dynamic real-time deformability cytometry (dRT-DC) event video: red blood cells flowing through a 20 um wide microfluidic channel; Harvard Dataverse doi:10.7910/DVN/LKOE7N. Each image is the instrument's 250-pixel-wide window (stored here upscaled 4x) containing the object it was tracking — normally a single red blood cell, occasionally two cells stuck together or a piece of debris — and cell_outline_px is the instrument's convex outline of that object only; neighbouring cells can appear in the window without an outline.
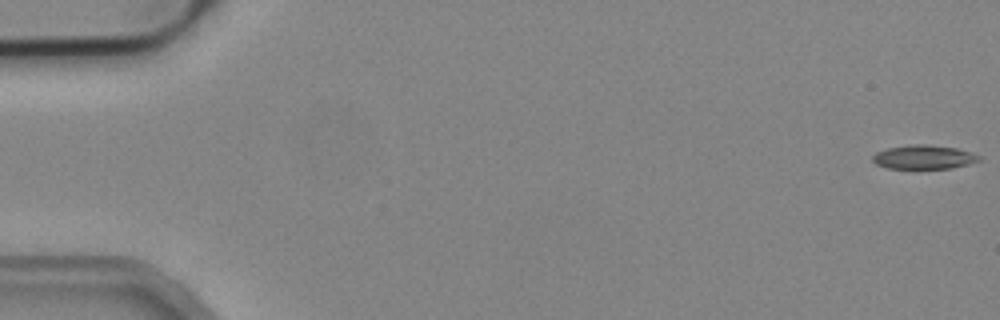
{"species": "common noctule bat (a hibernating species)", "species_latin": "Nyctalus noctula", "temperature_condition": "cold", "stored_images_in_passage": 54, "camera_frame_rate_fps": 3000, "um_per_image_px": 0.085, "animal": {"sex": "male", "body_mass_g": 19.2, "forearm_length_mm": 51.8}, "frame": {"image": 1, "passage_image": 1, "time_ms": 0.0, "image_size_px": [1000, 320], "cell_outline_px": [[980, 160], [968, 164], [952, 168], [888, 168], [876, 164], [872, 160], [872, 156], [876, 152], [888, 148], [912, 144], [924, 144], [956, 148], [972, 152], [980, 156]], "centroid_in_image_um": [78.52, 13.35], "position_along_channel_um": 6.5, "area_um2": 14.74}}
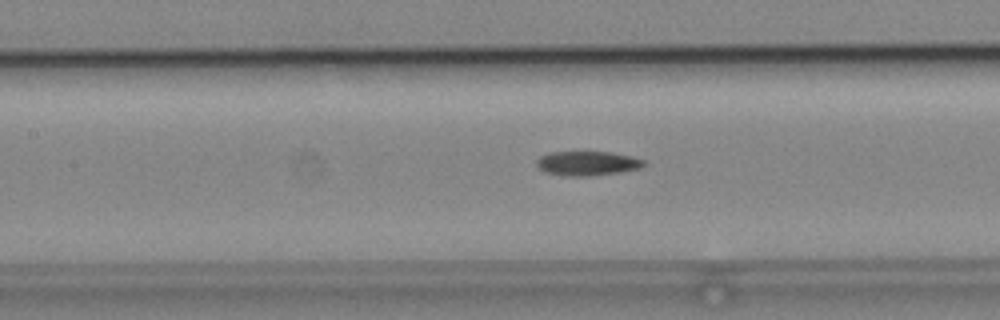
{"frame": {"image": 2, "passage_image": 25, "time_ms": 8.0, "image_size_px": [1000, 320], "cell_outline_px": [[648, 164], [640, 168], [620, 172], [588, 176], [564, 176], [544, 172], [536, 164], [536, 160], [540, 156], [548, 152], [612, 152], [644, 160]], "centroid_in_image_um": [49.9, 13.89], "position_along_channel_um": 157.5, "area_um2": 15.26}}
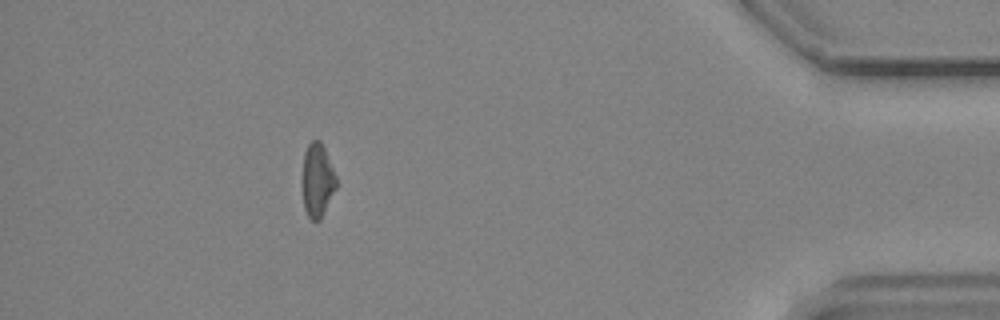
{"frame": {"image": 3, "passage_image": 49, "time_ms": 16.0, "image_size_px": [1000, 320], "cell_outline_px": [[336, 188], [320, 220], [312, 220], [308, 216], [304, 208], [300, 184], [304, 152], [308, 144], [312, 140], [320, 140], [324, 148], [336, 176]], "centroid_in_image_um": [26.93, 15.32], "position_along_channel_um": 408.3, "area_um2": 14.85}, "authors_computed_cell_mechanics": {"area_um2": 15.4037, "velocity_mm_per_s": 3.8152, "shape_relaxation_time_tau1_ms": 8.1137, "shape_relaxation_time_tau2_ms": null, "deformation_change_tau1": 0.1955, "deformation_change_tau2": null}}